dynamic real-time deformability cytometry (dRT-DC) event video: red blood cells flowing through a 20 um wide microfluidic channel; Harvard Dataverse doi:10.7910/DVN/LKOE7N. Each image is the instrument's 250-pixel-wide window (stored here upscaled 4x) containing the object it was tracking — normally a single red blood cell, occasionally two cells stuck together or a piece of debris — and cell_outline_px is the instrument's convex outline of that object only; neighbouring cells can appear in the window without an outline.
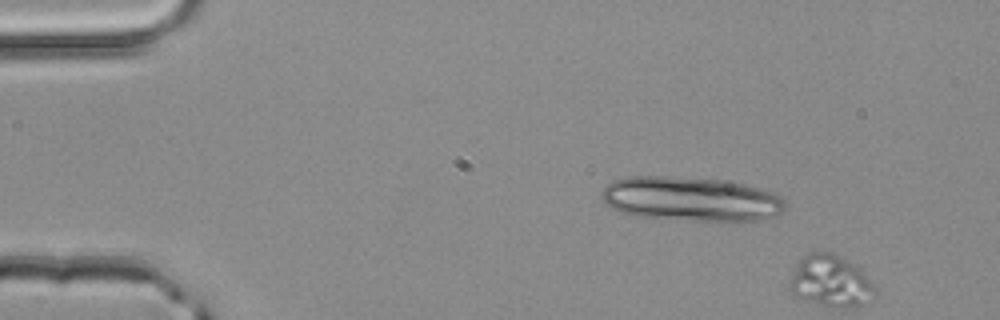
{"species": "common noctule bat (a hibernating species)", "species_latin": "Nyctalus noctula", "temperature_condition": "room temperature", "stored_images_in_passage": 4, "segment_of_instrument_passage": [2, 2], "camera_frame_rate_fps": 3000, "um_per_image_px": 0.085, "animal": {"sex": "male", "body_mass_g": 20.4}, "frame": {"image": 1, "passage_image": 2, "time_ms": 0.333, "image_size_px": [1000, 320], "cell_outline_px": [[876, 292], [860, 304], [824, 304], [800, 300], [788, 288], [788, 280], [800, 260], [808, 252], [836, 252], [860, 268], [876, 284]], "centroid_in_image_um": [70.56, 23.82], "position_along_channel_um": 14.4, "area_um2": 25.2}}